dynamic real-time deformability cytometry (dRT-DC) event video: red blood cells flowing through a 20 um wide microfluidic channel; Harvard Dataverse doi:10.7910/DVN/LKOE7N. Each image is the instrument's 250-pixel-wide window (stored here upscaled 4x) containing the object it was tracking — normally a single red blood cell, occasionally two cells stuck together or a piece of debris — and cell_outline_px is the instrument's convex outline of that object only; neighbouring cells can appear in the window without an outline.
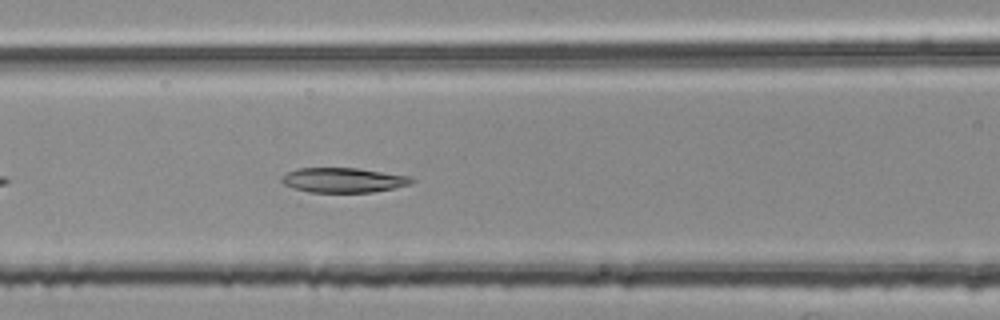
{"species": "common noctule bat (a hibernating species)", "species_latin": "Nyctalus noctula", "temperature_condition": "room temperature", "stored_images_in_passage": 37, "camera_frame_rate_fps": 3000, "um_per_image_px": 0.085, "animal": {"sex": "female", "body_mass_g": 25.1}, "frame": {"image": 1, "passage_image": 8, "time_ms": 2.333, "image_size_px": [1000, 320], "cell_outline_px": [[416, 180], [412, 184], [372, 192], [308, 192], [284, 184], [280, 180], [288, 172], [296, 168], [356, 168], [412, 176]], "centroid_in_image_um": [29.24, 15.3], "position_along_channel_um": 137.4, "area_um2": 18.67}}
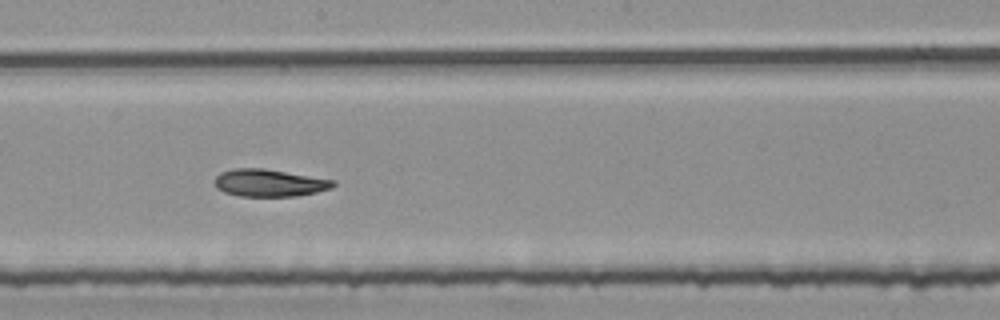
{"frame": {"image": 2, "passage_image": 15, "time_ms": 4.667, "image_size_px": [1000, 320], "cell_outline_px": [[336, 184], [332, 188], [316, 192], [296, 196], [240, 196], [224, 192], [216, 188], [216, 176], [220, 172], [232, 168], [264, 168], [336, 180]], "centroid_in_image_um": [22.91, 15.54], "position_along_channel_um": 225.3, "area_um2": 18.96}}
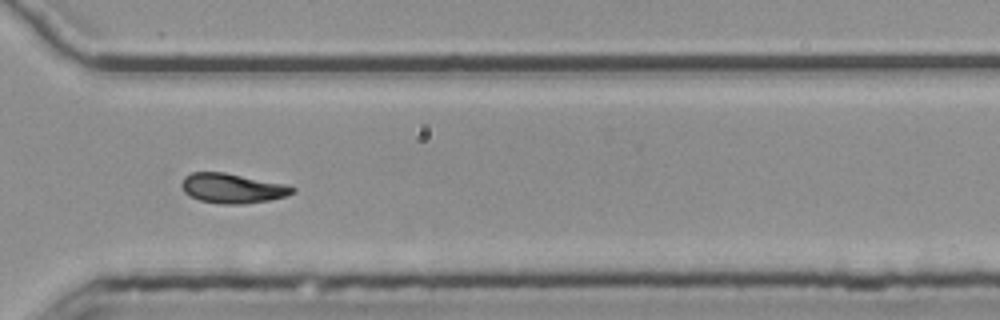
{"frame": {"image": 3, "passage_image": 25, "time_ms": 8.0, "image_size_px": [1000, 320], "cell_outline_px": [[296, 192], [284, 196], [268, 200], [244, 204], [220, 204], [200, 200], [184, 192], [180, 184], [184, 176], [192, 172], [224, 172], [288, 184], [296, 188]], "centroid_in_image_um": [19.76, 15.99], "position_along_channel_um": 350.8, "area_um2": 19.31}, "authors_computed_cell_mechanics": {"area_um2": 18.6694, "velocity_mm_per_s": 3.7737, "shape_relaxation_time_tau1_ms": null, "shape_relaxation_time_tau2_ms": 6.8641, "deformation_change_tau1": null, "deformation_change_tau2": 0.1239}}